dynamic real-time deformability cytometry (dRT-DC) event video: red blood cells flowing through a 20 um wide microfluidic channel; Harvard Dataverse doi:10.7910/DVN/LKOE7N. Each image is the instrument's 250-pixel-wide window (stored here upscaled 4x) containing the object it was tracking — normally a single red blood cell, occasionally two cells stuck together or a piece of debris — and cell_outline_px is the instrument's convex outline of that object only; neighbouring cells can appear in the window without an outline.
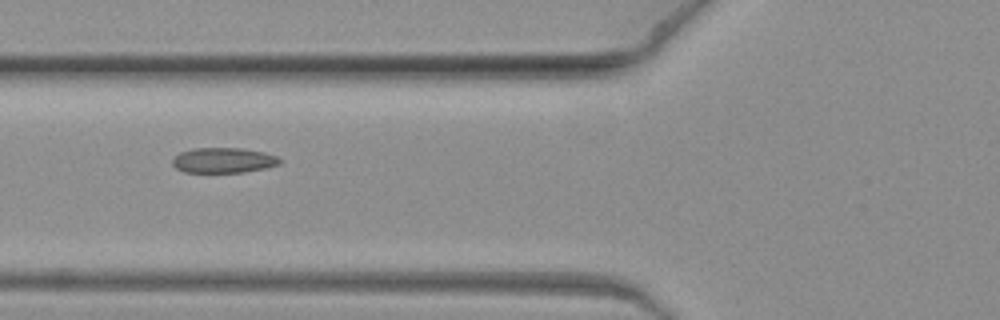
{"species": "common noctule bat (a hibernating species)", "species_latin": "Nyctalus noctula", "temperature_condition": "warm", "stored_images_in_passage": 3, "camera_frame_rate_fps": 3000, "um_per_image_px": 0.085, "animal": {"sex": "female", "body_mass_g": 19.3, "forearm_length_mm": 54.1}, "frame": {"image": 1, "passage_image": 2, "time_ms": 0.333, "image_size_px": [1000, 320], "cell_outline_px": [[284, 160], [280, 164], [264, 168], [244, 172], [184, 172], [176, 168], [172, 164], [172, 160], [180, 152], [192, 148], [240, 148], [264, 152], [276, 156]], "centroid_in_image_um": [19.0, 13.62], "position_along_channel_um": 106.8, "area_um2": 15.78}}